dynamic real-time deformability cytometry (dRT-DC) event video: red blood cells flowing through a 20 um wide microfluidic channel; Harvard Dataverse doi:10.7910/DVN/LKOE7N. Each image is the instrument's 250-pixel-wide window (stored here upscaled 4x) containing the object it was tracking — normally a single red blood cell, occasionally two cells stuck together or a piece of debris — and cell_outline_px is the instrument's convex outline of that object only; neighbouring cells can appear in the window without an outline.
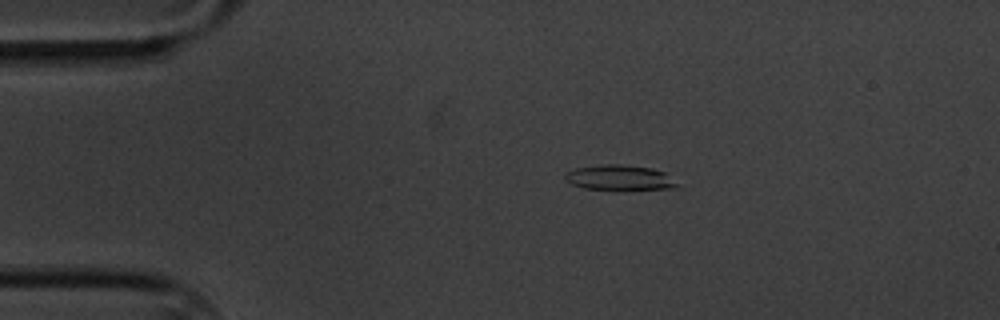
{"species": "common noctule bat (a hibernating species)", "species_latin": "Nyctalus noctula", "temperature_condition": "cold", "stored_images_in_passage": 4, "camera_frame_rate_fps": 3000, "um_per_image_px": 0.085, "animal": {"sex": "male", "body_mass_g": 20.1, "forearm_length_mm": 53.5}, "frame": {"image": 1, "passage_image": 2, "time_ms": 1.333, "image_size_px": [1000, 320], "cell_outline_px": [[680, 184], [676, 188], [620, 192], [616, 192], [584, 188], [572, 184], [564, 180], [564, 172], [576, 168], [604, 164], [620, 164], [652, 168], [664, 172]], "centroid_in_image_um": [52.68, 15.15], "position_along_channel_um": 32.3, "area_um2": 17.4}}